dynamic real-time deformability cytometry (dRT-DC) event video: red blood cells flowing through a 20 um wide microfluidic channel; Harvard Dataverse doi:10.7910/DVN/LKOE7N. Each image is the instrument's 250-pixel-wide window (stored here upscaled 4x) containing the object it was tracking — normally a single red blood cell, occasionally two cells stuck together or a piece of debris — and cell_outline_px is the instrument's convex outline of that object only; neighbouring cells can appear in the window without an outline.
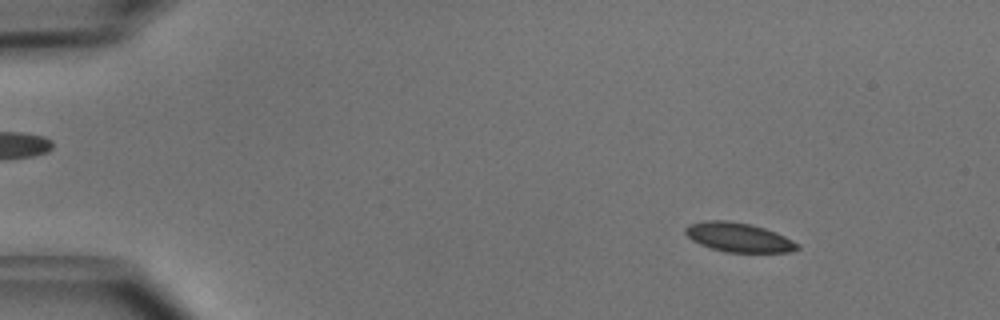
{"species": "common noctule bat (a hibernating species)", "species_latin": "Nyctalus noctula", "temperature_condition": "cold", "stored_images_in_passage": 50, "camera_frame_rate_fps": 3000, "um_per_image_px": 0.085, "animal": {"sex": "male", "body_mass_g": 15.6}, "frame": {"image": 1, "passage_image": 6, "time_ms": 1.667, "image_size_px": [1000, 320], "cell_outline_px": [[800, 248], [792, 252], [724, 252], [700, 244], [692, 240], [684, 232], [684, 228], [688, 224], [704, 220], [724, 220], [752, 224], [776, 232], [800, 244]], "centroid_in_image_um": [62.78, 20.17], "position_along_channel_um": 22.2, "area_um2": 19.19}}
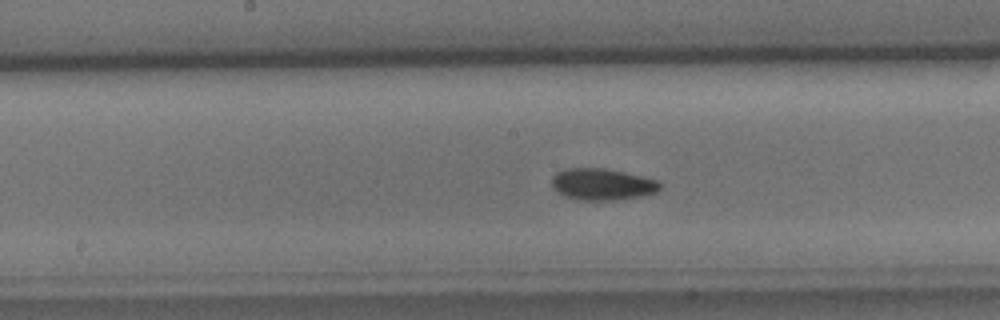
{"frame": {"image": 2, "passage_image": 26, "time_ms": 8.333, "image_size_px": [1000, 320], "cell_outline_px": [[660, 188], [656, 192], [640, 196], [616, 200], [576, 200], [564, 196], [556, 192], [552, 188], [552, 176], [556, 172], [564, 168], [604, 168], [624, 172], [656, 180], [660, 184]], "centroid_in_image_um": [51.11, 15.67], "position_along_channel_um": 197.1, "area_um2": 20.0}}
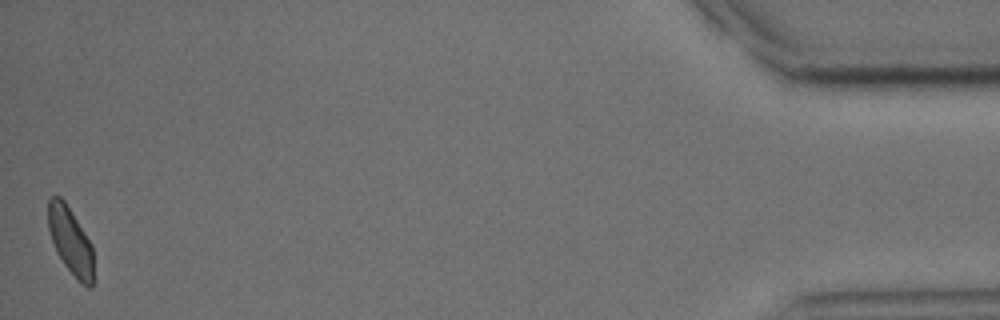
{"frame": {"image": 3, "passage_image": 50, "time_ms": 16.333, "image_size_px": [1000, 320], "cell_outline_px": [[96, 280], [92, 288], [88, 288], [64, 264], [56, 252], [48, 228], [48, 200], [52, 196], [60, 196], [64, 200], [92, 244]], "centroid_in_image_um": [6.04, 20.52], "position_along_channel_um": 429.2, "area_um2": 17.92}, "authors_computed_cell_mechanics": {"area_um2": 19.074, "velocity_mm_per_s": 3.9675, "shape_relaxation_time_tau1_ms": 2.6472, "shape_relaxation_time_tau2_ms": 4.8656, "deformation_change_tau1": 0.0666, "deformation_change_tau2": 0.086}}